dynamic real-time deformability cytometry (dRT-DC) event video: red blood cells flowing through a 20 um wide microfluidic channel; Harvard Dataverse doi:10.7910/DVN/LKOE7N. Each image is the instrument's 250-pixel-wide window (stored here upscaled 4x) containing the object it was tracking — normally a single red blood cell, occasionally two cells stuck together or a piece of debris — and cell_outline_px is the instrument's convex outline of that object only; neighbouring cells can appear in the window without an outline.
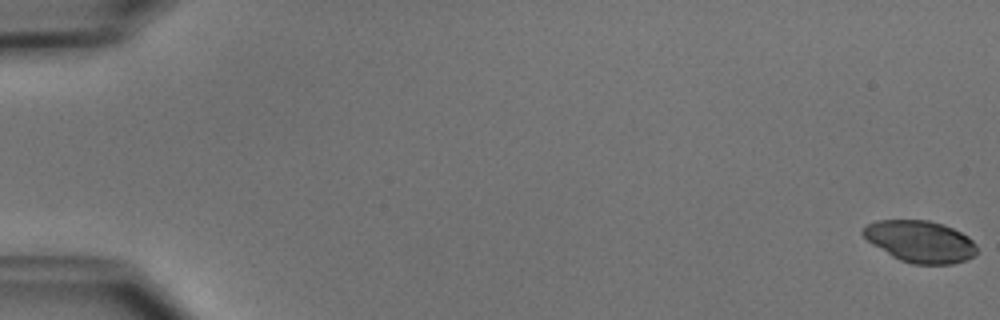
{"species": "common noctule bat (a hibernating species)", "species_latin": "Nyctalus noctula", "temperature_condition": "cold", "stored_images_in_passage": 18, "camera_frame_rate_fps": 3000, "um_per_image_px": 0.085, "animal": {"sex": "male", "body_mass_g": 15.6}, "frame": {"image": 1, "passage_image": 1, "time_ms": 0.0, "image_size_px": [1000, 320], "cell_outline_px": [[976, 252], [972, 256], [964, 260], [952, 264], [912, 264], [900, 260], [892, 256], [872, 244], [860, 232], [860, 228], [876, 220], [928, 220], [944, 224], [968, 236], [976, 244]], "centroid_in_image_um": [78.18, 20.51], "position_along_channel_um": 6.8, "area_um2": 27.69}}